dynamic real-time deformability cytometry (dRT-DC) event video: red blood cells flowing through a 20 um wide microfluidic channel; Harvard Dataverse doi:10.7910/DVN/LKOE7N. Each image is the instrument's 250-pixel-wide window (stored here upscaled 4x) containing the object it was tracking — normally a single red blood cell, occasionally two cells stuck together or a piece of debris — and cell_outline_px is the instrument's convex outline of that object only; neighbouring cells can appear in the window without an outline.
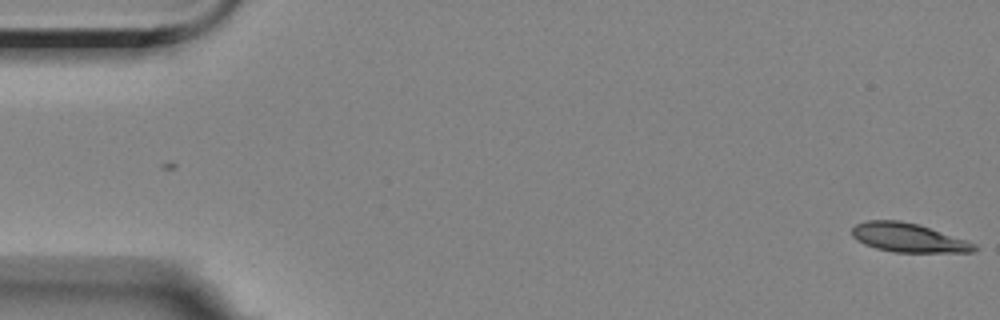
{"species": "Egyptian fruit bat (a non-hibernating species)", "species_latin": "Rousettus aegyptiacus", "temperature_condition": "room temperature", "stored_images_in_passage": 56, "camera_frame_rate_fps": 3000, "um_per_image_px": 0.085, "animal": {"sex": "female"}, "frame": {"image": 1, "passage_image": 1, "time_ms": 0.0, "image_size_px": [1000, 320], "cell_outline_px": [[980, 248], [972, 252], [892, 252], [876, 248], [864, 244], [856, 240], [852, 236], [852, 228], [856, 224], [868, 220], [900, 220], [916, 224], [976, 244]], "centroid_in_image_um": [77.16, 20.21], "position_along_channel_um": 7.8, "area_um2": 20.35}}
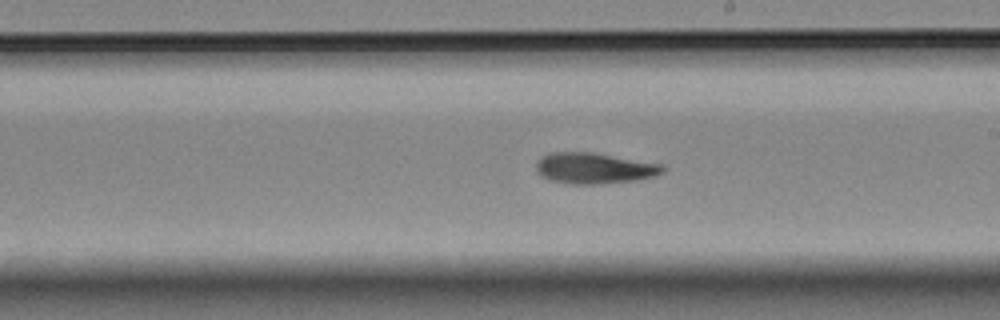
{"frame": {"image": 2, "passage_image": 32, "time_ms": 10.333, "image_size_px": [1000, 320], "cell_outline_px": [[668, 168], [664, 172], [656, 176], [636, 180], [600, 184], [568, 184], [548, 180], [540, 176], [536, 172], [536, 164], [548, 152], [592, 152], [664, 164]], "centroid_in_image_um": [50.55, 14.3], "position_along_channel_um": 238.5, "area_um2": 23.18}}
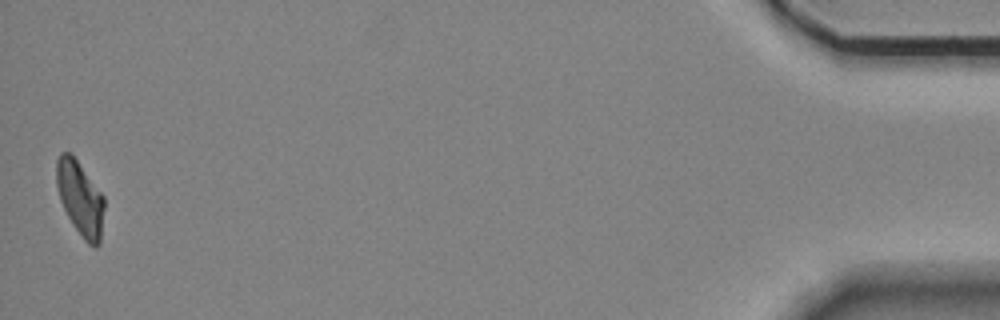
{"frame": {"image": 3, "passage_image": 56, "time_ms": 18.333, "image_size_px": [1000, 320], "cell_outline_px": [[104, 208], [100, 244], [96, 248], [88, 244], [84, 240], [72, 224], [60, 200], [56, 184], [56, 160], [60, 152], [72, 152], [104, 196]], "centroid_in_image_um": [6.81, 16.83], "position_along_channel_um": 428.4, "area_um2": 20.98}, "authors_computed_cell_mechanics": {"area_um2": 21.9351, "velocity_mm_per_s": 3.5117, "shape_relaxation_time_tau1_ms": 8.3904, "shape_relaxation_time_tau2_ms": 11.1516, "deformation_change_tau1": 0.2178, "deformation_change_tau2": 0.2085}}